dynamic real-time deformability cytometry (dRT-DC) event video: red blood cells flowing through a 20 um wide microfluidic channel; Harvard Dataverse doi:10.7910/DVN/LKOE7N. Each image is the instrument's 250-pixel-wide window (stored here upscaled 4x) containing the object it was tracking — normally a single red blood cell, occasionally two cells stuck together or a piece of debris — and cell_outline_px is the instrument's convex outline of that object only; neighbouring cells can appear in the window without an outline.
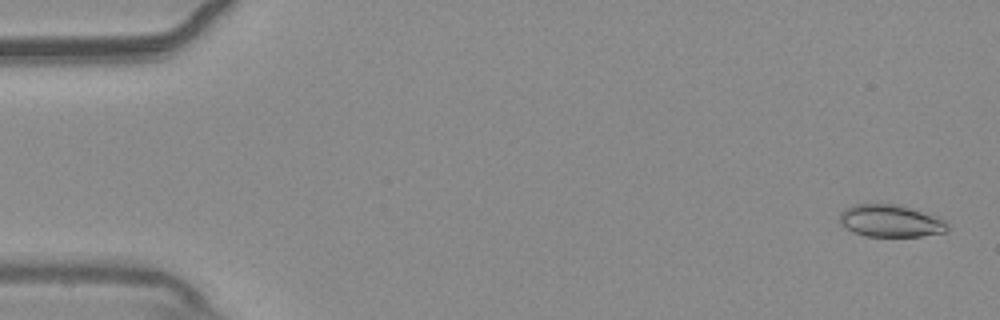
{"species": "common noctule bat (a hibernating species)", "species_latin": "Nyctalus noctula", "temperature_condition": "warm", "stored_images_in_passage": 54, "camera_frame_rate_fps": 3000, "um_per_image_px": 0.085, "animal": {"sex": "male", "body_mass_g": 20.4}, "frame": {"image": 1, "passage_image": 2, "time_ms": 0.333, "image_size_px": [1000, 320], "cell_outline_px": [[948, 228], [944, 232], [920, 236], [864, 236], [852, 232], [840, 224], [840, 212], [844, 208], [856, 204], [900, 204], [940, 216], [948, 224]], "centroid_in_image_um": [75.7, 18.76], "position_along_channel_um": 9.3, "area_um2": 20.58}}
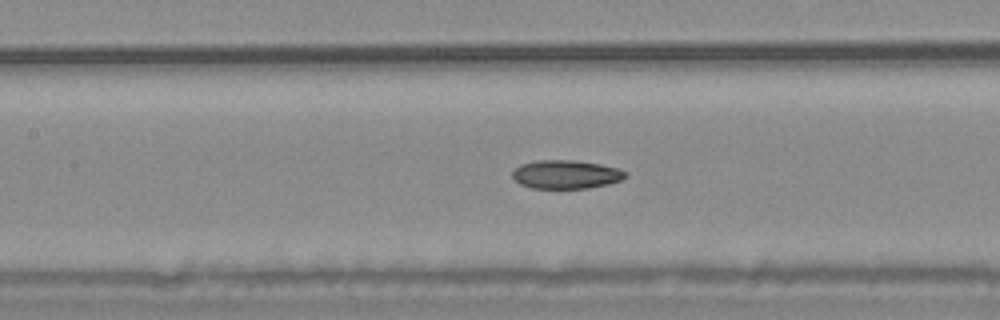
{"frame": {"image": 2, "passage_image": 25, "time_ms": 8.0, "image_size_px": [1000, 320], "cell_outline_px": [[628, 176], [620, 180], [608, 184], [588, 188], [532, 188], [520, 184], [512, 176], [512, 172], [520, 164], [536, 160], [576, 160], [600, 164], [616, 168], [628, 172]], "centroid_in_image_um": [48.11, 14.82], "position_along_channel_um": 159.3, "area_um2": 18.84}}
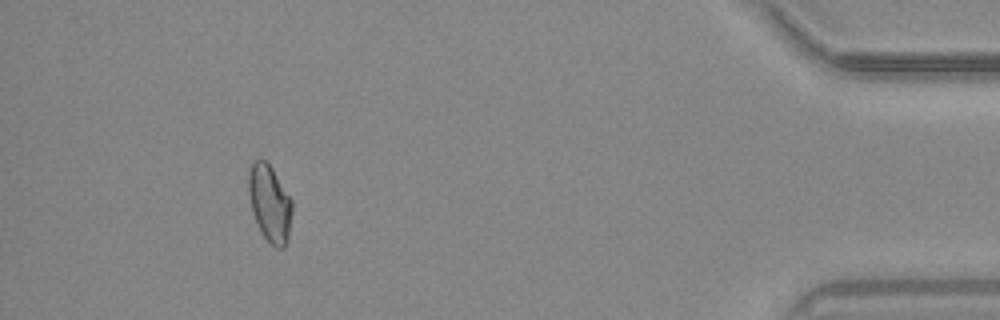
{"frame": {"image": 3, "passage_image": 50, "time_ms": 16.333, "image_size_px": [1000, 320], "cell_outline_px": [[292, 212], [288, 240], [284, 248], [276, 248], [260, 232], [252, 212], [248, 192], [248, 172], [252, 160], [260, 156], [272, 168], [292, 200]], "centroid_in_image_um": [22.91, 17.25], "position_along_channel_um": 412.3, "area_um2": 19.77}, "authors_computed_cell_mechanics": {"area_um2": 19.363, "velocity_mm_per_s": 3.7743, "shape_relaxation_time_tau1_ms": null, "shape_relaxation_time_tau2_ms": 8.6078, "deformation_change_tau1": null, "deformation_change_tau2": 0.1168}}